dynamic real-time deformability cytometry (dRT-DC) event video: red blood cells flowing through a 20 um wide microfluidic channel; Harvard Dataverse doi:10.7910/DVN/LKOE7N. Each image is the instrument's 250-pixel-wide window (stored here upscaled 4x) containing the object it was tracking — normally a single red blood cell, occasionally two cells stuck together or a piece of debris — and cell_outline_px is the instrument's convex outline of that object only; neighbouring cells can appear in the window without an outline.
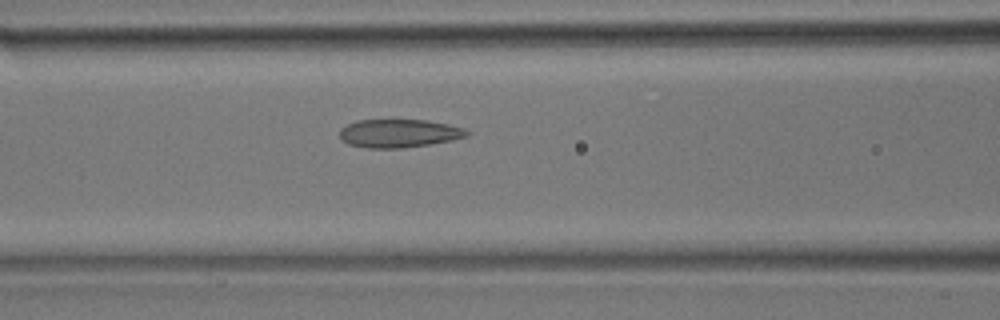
{"species": "common noctule bat (a hibernating species)", "species_latin": "Nyctalus noctula", "temperature_condition": "room temperature", "stored_images_in_passage": 28, "camera_frame_rate_fps": 3000, "um_per_image_px": 0.085, "animal": {"sex": "male", "body_mass_g": 17.9}, "frame": {"image": 1, "passage_image": 12, "time_ms": 3.667, "image_size_px": [1000, 320], "cell_outline_px": [[472, 132], [468, 136], [452, 140], [404, 148], [368, 148], [348, 144], [340, 140], [340, 128], [356, 120], [424, 120], [448, 124], [464, 128]], "centroid_in_image_um": [33.91, 11.33], "position_along_channel_um": 132.7, "area_um2": 21.04}}
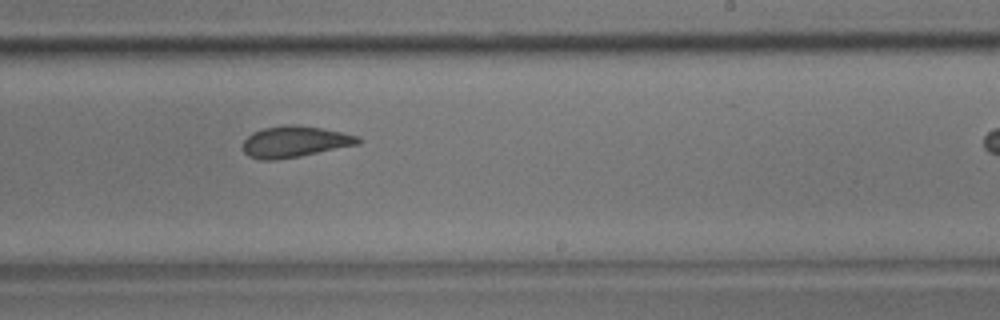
{"frame": {"image": 2, "passage_image": 20, "time_ms": 6.333, "image_size_px": [1000, 320], "cell_outline_px": [[364, 140], [360, 144], [300, 156], [276, 160], [260, 160], [248, 156], [244, 152], [244, 140], [252, 132], [264, 128], [292, 124], [320, 128], [360, 136]], "centroid_in_image_um": [25.08, 12.05], "position_along_channel_um": 263.9, "area_um2": 20.92}}
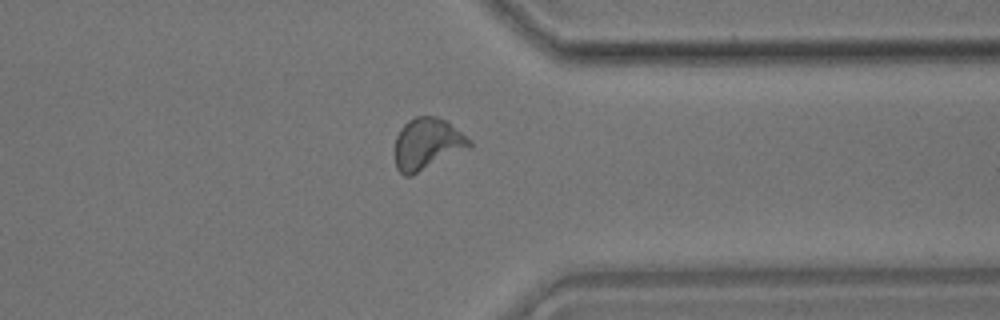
{"frame": {"image": 3, "passage_image": 27, "time_ms": 8.667, "image_size_px": [1000, 320], "cell_outline_px": [[472, 148], [412, 176], [404, 176], [396, 168], [396, 136], [400, 128], [408, 120], [416, 116], [436, 116], [444, 120], [472, 140]], "centroid_in_image_um": [36.34, 12.25], "position_along_channel_um": 375.1, "area_um2": 22.66}}